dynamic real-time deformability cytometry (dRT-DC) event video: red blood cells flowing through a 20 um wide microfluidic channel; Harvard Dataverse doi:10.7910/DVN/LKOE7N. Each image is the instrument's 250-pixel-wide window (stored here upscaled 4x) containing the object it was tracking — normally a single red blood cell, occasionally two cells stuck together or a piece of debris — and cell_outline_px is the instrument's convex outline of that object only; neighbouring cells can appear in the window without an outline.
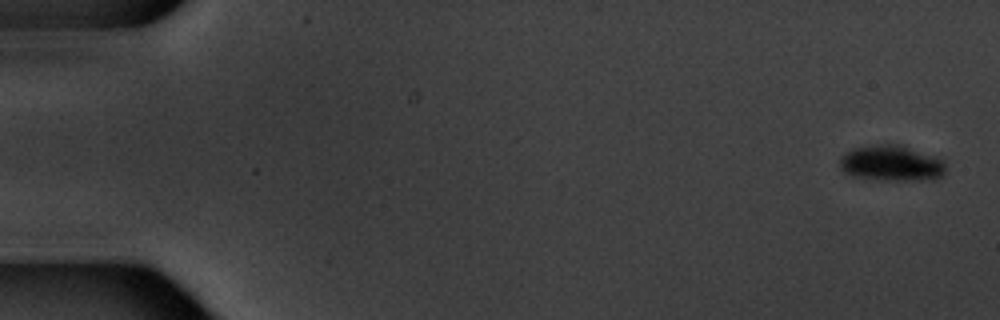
{"species": "common noctule bat (a hibernating species)", "species_latin": "Nyctalus noctula", "temperature_condition": "warm", "stored_images_in_passage": 5, "camera_frame_rate_fps": 3000, "um_per_image_px": 0.085, "animal": {"sex": "male", "body_mass_g": 20.1, "forearm_length_mm": 53.5}, "frame": {"image": 1, "passage_image": 1, "time_ms": 0.0, "image_size_px": [1000, 320], "cell_outline_px": [[944, 172], [936, 180], [884, 180], [852, 176], [844, 172], [840, 168], [840, 156], [844, 152], [852, 148], [880, 144], [900, 144], [936, 156], [944, 160]], "centroid_in_image_um": [75.76, 13.87], "position_along_channel_um": 9.2, "area_um2": 22.31}}
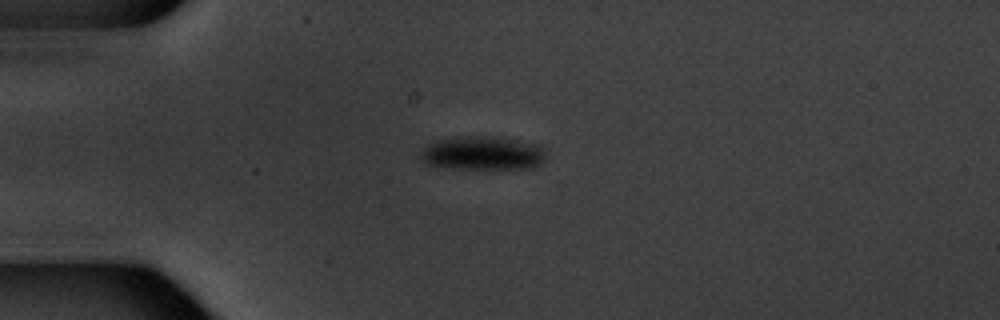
{"frame": {"image": 2, "passage_image": 5, "time_ms": 4.667, "image_size_px": [1000, 320], "cell_outline_px": [[544, 160], [540, 164], [532, 168], [452, 168], [424, 164], [420, 156], [420, 152], [428, 144], [436, 140], [468, 136], [496, 136], [540, 144], [544, 152]], "centroid_in_image_um": [41.02, 13.01], "position_along_channel_um": 44.0, "area_um2": 24.62}}